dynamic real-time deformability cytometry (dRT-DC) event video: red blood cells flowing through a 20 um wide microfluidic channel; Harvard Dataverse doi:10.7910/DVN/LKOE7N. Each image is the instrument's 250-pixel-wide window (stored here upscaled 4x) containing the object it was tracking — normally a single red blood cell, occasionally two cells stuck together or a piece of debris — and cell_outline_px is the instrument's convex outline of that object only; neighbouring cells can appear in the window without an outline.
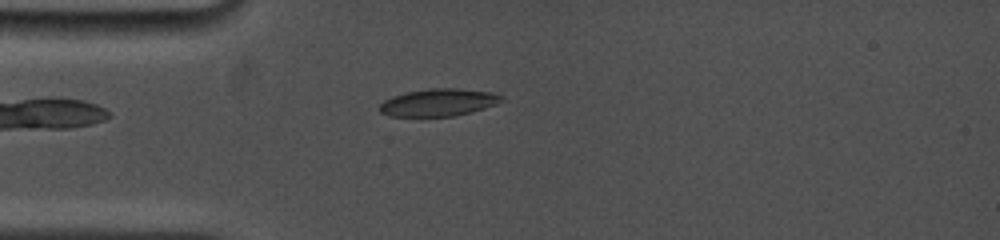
{"species": "common noctule bat (a hibernating species)", "species_latin": "Nyctalus noctula", "temperature_condition": "cold", "stored_images_in_passage": 51, "camera_frame_rate_fps": 5000, "um_per_image_px": 0.085, "animal": {"sex": "female", "body_mass_g": 19.0, "forearm_length_mm": 53.3}, "frame": {"image": 1, "passage_image": 3, "time_ms": 0.4, "image_size_px": [1000, 240], "cell_outline_px": [[504, 100], [496, 104], [484, 108], [456, 116], [388, 116], [380, 112], [376, 108], [384, 100], [392, 96], [408, 92], [432, 88], [460, 88], [492, 92], [504, 96]], "centroid_in_image_um": [37.27, 8.71], "position_along_channel_um": 47.7, "area_um2": 19.59}}
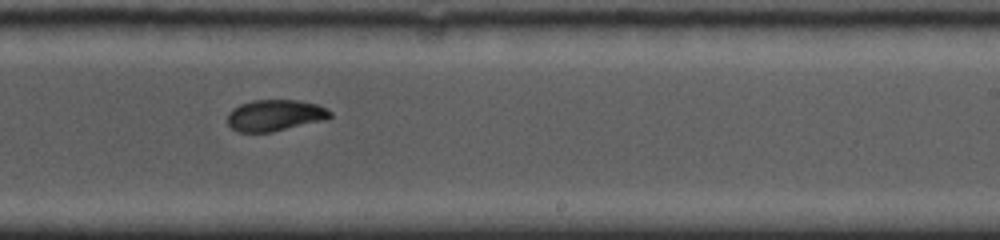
{"frame": {"image": 2, "passage_image": 23, "time_ms": 6.4, "image_size_px": [1000, 240], "cell_outline_px": [[332, 116], [328, 120], [272, 132], [236, 132], [228, 124], [228, 112], [232, 108], [240, 104], [252, 100], [300, 100], [316, 104], [332, 112]], "centroid_in_image_um": [23.38, 9.81], "position_along_channel_um": 265.6, "area_um2": 19.02}}
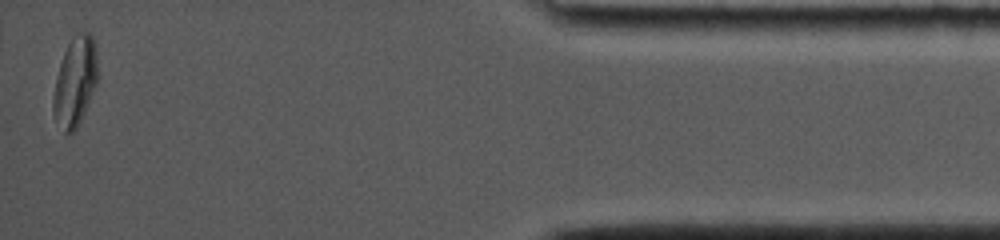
{"frame": {"image": 3, "passage_image": 50, "time_ms": 12.2, "image_size_px": [1000, 240], "cell_outline_px": [[96, 84], [84, 112], [76, 128], [72, 132], [64, 132], [52, 112], [52, 100], [56, 76], [64, 52], [72, 36], [76, 32], [88, 32], [92, 36], [96, 52]], "centroid_in_image_um": [6.36, 6.9], "position_along_channel_um": 428.8, "area_um2": 22.6}, "authors_computed_cell_mechanics": {"area_um2": 19.7676, "velocity_mm_per_s": 3.8093, "shape_relaxation_time_tau1_ms": 5.3858, "shape_relaxation_time_tau2_ms": 1.8144, "deformation_change_tau1": 0.1482, "deformation_change_tau2": 0.0474}}